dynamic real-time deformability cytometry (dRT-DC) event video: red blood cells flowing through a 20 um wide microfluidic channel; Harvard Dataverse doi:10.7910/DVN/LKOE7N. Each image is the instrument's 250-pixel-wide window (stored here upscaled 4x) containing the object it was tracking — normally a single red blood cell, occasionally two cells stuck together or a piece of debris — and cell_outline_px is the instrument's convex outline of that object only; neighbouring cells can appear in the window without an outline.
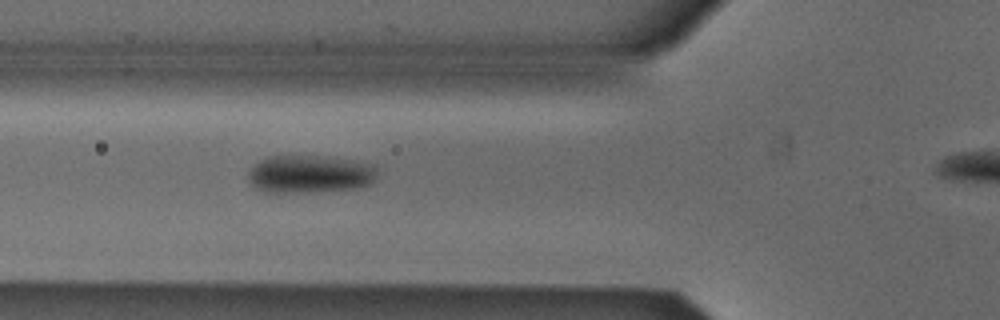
{"species": "Egyptian fruit bat (a non-hibernating species)", "species_latin": "Rousettus aegyptiacus", "temperature_condition": "cold", "stored_images_in_passage": 36, "camera_frame_rate_fps": 3000, "um_per_image_px": 0.085, "animal": {"sex": "male"}, "frame": {"image": 1, "passage_image": 9, "time_ms": 2.667, "image_size_px": [1000, 320], "cell_outline_px": [[376, 180], [360, 188], [300, 192], [268, 192], [252, 184], [248, 176], [248, 172], [260, 160], [268, 156], [316, 156], [348, 160], [376, 164]], "centroid_in_image_um": [26.38, 14.79], "position_along_channel_um": 99.4, "area_um2": 28.03}}
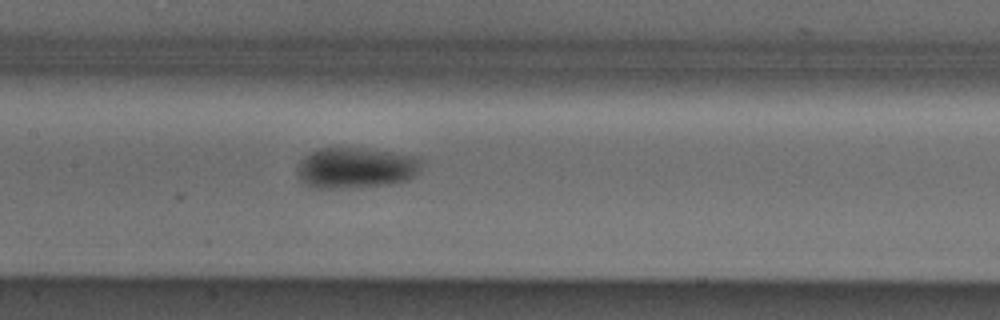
{"frame": {"image": 2, "passage_image": 15, "time_ms": 4.667, "image_size_px": [1000, 320], "cell_outline_px": [[424, 160], [420, 172], [416, 176], [408, 180], [388, 184], [352, 188], [312, 188], [304, 184], [300, 180], [296, 172], [304, 156], [320, 148], [360, 148], [392, 152], [420, 156]], "centroid_in_image_um": [30.31, 14.28], "position_along_channel_um": 177.1, "area_um2": 30.0}}
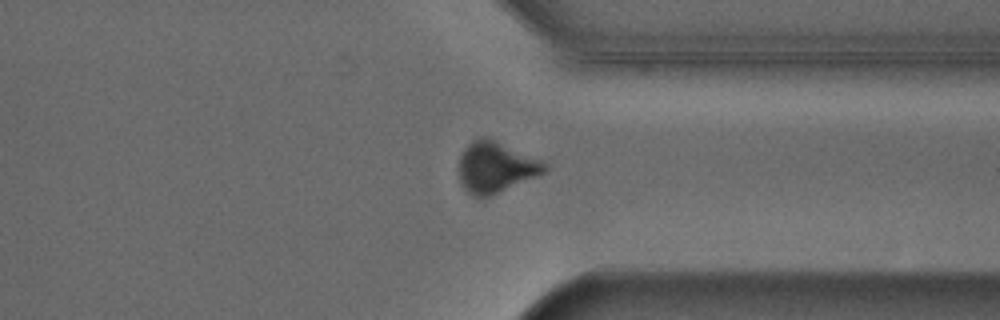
{"frame": {"image": 3, "passage_image": 30, "time_ms": 9.667, "image_size_px": [1000, 320], "cell_outline_px": [[548, 168], [544, 172], [480, 200], [472, 196], [468, 192], [460, 180], [460, 156], [464, 148], [472, 140], [480, 136], [488, 136], [544, 160]], "centroid_in_image_um": [42.13, 14.18], "position_along_channel_um": 369.3, "area_um2": 25.55}, "authors_computed_cell_mechanics": {"area_um2": 27.8018, "velocity_mm_per_s": 3.8738, "shape_relaxation_time_tau1_ms": 4.1609, "shape_relaxation_time_tau2_ms": null, "deformation_change_tau1": 0.0973, "deformation_change_tau2": null}}